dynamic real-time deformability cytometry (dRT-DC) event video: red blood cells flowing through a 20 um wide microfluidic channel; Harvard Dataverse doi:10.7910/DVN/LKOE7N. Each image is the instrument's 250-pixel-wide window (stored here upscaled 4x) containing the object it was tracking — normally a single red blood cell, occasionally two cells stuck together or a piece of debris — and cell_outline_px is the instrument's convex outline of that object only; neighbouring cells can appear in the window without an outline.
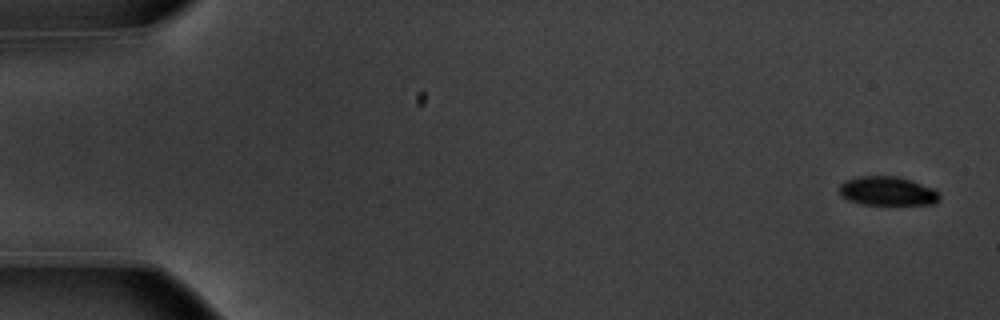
{"species": "common noctule bat (a hibernating species)", "species_latin": "Nyctalus noctula", "temperature_condition": "warm", "stored_images_in_passage": 9, "camera_frame_rate_fps": 3000, "um_per_image_px": 0.085, "animal": {"sex": "male", "body_mass_g": 20.1, "forearm_length_mm": 53.5}, "frame": {"image": 1, "passage_image": 2, "time_ms": 0.333, "image_size_px": [1000, 320], "cell_outline_px": [[940, 200], [936, 204], [860, 204], [848, 200], [840, 196], [840, 184], [844, 180], [856, 176], [896, 176], [912, 180], [932, 188], [940, 192]], "centroid_in_image_um": [75.43, 16.24], "position_along_channel_um": 9.6, "area_um2": 17.11}}